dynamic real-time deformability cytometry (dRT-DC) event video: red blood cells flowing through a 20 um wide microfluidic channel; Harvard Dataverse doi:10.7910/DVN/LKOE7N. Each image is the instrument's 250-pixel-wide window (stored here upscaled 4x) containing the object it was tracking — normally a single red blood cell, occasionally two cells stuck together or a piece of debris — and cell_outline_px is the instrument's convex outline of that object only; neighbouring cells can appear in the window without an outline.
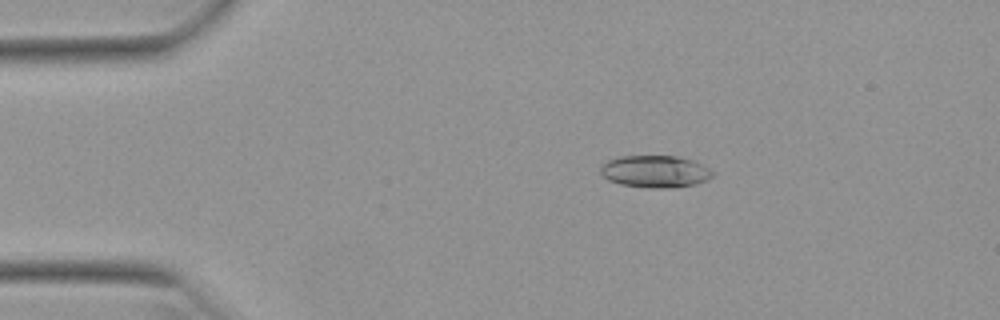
{"species": "Egyptian fruit bat (a non-hibernating species)", "species_latin": "Rousettus aegyptiacus", "temperature_condition": "warm", "stored_images_in_passage": 46, "camera_frame_rate_fps": 3000, "um_per_image_px": 0.085, "animal": {"sex": "female"}, "frame": {"image": 1, "passage_image": 4, "time_ms": 1.0, "image_size_px": [1000, 320], "cell_outline_px": [[716, 172], [708, 180], [696, 184], [668, 188], [648, 188], [620, 184], [608, 180], [600, 172], [600, 168], [608, 160], [620, 156], [676, 156], [692, 160]], "centroid_in_image_um": [55.7, 14.58], "position_along_channel_um": 29.3, "area_um2": 20.98}}
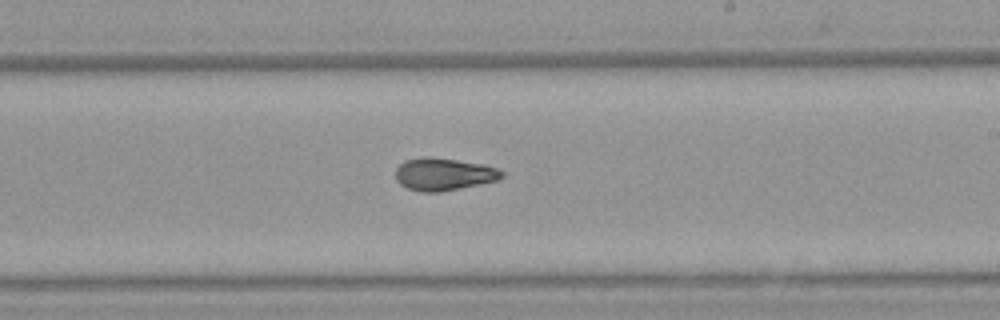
{"frame": {"image": 2, "passage_image": 25, "time_ms": 8.0, "image_size_px": [1000, 320], "cell_outline_px": [[504, 176], [496, 180], [460, 188], [440, 192], [420, 192], [408, 188], [400, 184], [396, 180], [396, 168], [404, 160], [424, 156], [428, 156], [484, 164], [496, 168], [504, 172]], "centroid_in_image_um": [37.68, 14.8], "position_along_channel_um": 251.3, "area_um2": 20.06}}
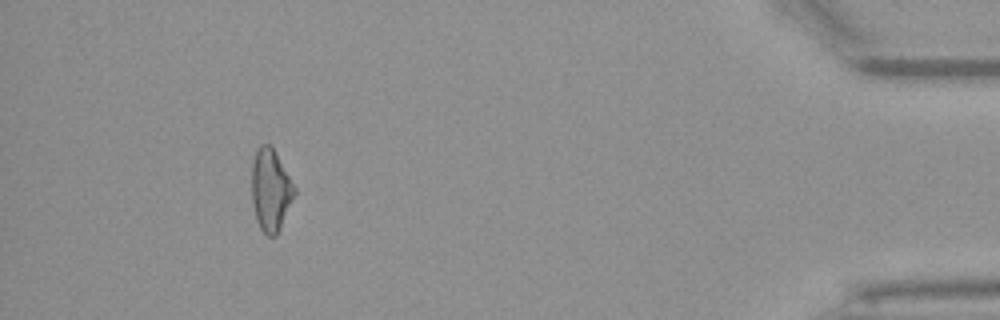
{"frame": {"image": 3, "passage_image": 42, "time_ms": 13.667, "image_size_px": [1000, 320], "cell_outline_px": [[296, 192], [280, 228], [276, 236], [268, 236], [260, 228], [256, 220], [252, 204], [252, 160], [256, 148], [260, 144], [268, 144], [276, 152], [296, 188]], "centroid_in_image_um": [22.99, 16.13], "position_along_channel_um": 412.2, "area_um2": 20.52}, "authors_computed_cell_mechanics": {"area_um2": 20.23, "velocity_mm_per_s": 3.9618, "shape_relaxation_time_tau1_ms": 9.3645, "shape_relaxation_time_tau2_ms": 3.6616, "deformation_change_tau1": 0.2152, "deformation_change_tau2": 0.0985}}